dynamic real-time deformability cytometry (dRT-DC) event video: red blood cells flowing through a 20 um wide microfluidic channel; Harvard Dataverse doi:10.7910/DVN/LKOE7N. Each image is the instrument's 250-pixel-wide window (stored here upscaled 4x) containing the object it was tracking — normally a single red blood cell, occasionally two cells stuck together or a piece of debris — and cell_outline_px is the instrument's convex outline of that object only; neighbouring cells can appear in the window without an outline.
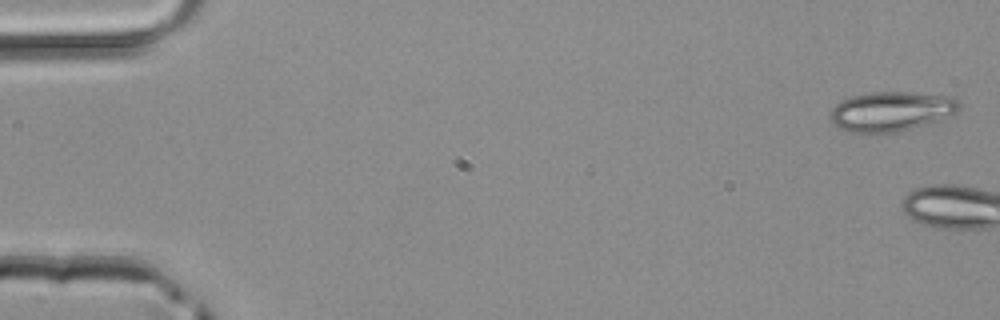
{"species": "common noctule bat (a hibernating species)", "species_latin": "Nyctalus noctula", "temperature_condition": "room temperature", "stored_images_in_passage": 3, "camera_frame_rate_fps": 3000, "um_per_image_px": 0.085, "animal": {"sex": "male", "body_mass_g": 20.4}, "frame": {"image": 1, "passage_image": 1, "time_ms": 0.0, "image_size_px": [1000, 320], "cell_outline_px": [[960, 108], [956, 112], [936, 120], [908, 128], [892, 132], [852, 132], [836, 128], [832, 124], [832, 108], [840, 100], [848, 96], [872, 92], [908, 92], [956, 96], [960, 100]], "centroid_in_image_um": [75.73, 9.43], "position_along_channel_um": 9.3, "area_um2": 29.54}}